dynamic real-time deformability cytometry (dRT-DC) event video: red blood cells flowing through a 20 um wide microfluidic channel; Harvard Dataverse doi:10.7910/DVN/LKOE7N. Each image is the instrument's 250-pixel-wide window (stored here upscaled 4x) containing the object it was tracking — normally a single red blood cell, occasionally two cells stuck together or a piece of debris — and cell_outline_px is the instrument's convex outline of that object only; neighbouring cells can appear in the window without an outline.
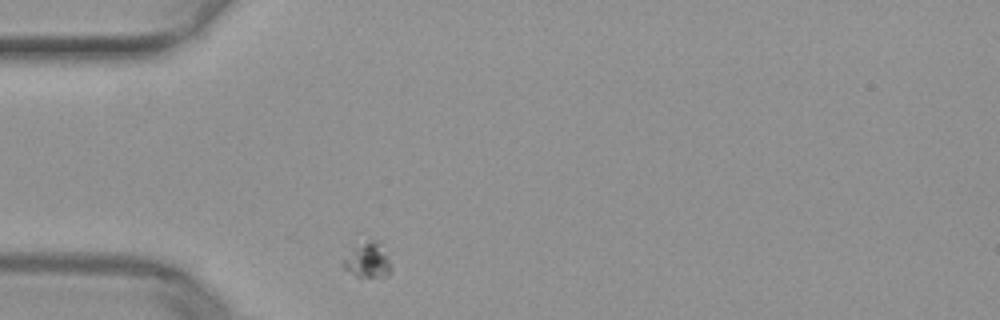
{"species": "common noctule bat (a hibernating species)", "species_latin": "Nyctalus noctula", "temperature_condition": "warm", "stored_images_in_passage": 9, "camera_frame_rate_fps": 3000, "um_per_image_px": 0.085, "animal": {"sex": "female", "body_mass_g": 29.2, "forearm_length_mm": 56.3}, "frame": {"image": 1, "passage_image": 1, "time_ms": 0.0, "image_size_px": [1000, 320], "cell_outline_px": [[392, 272], [388, 276], [356, 276], [344, 268], [340, 264], [340, 260], [352, 248], [368, 236], [380, 240], [392, 264]], "centroid_in_image_um": [31.26, 22.04], "position_along_channel_um": 53.7, "area_um2": 10.52}}